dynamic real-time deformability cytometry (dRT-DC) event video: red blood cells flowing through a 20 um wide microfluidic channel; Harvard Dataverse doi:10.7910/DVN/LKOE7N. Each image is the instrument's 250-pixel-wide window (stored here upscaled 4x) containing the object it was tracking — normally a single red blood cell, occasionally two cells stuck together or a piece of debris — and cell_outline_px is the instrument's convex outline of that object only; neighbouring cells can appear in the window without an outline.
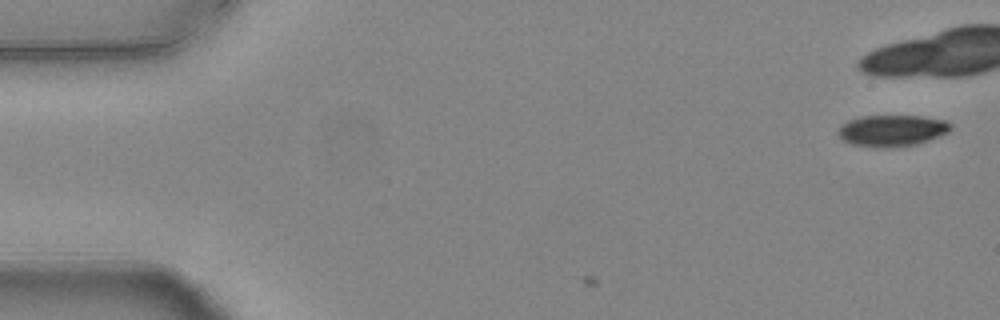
{"species": "common noctule bat (a hibernating species)", "species_latin": "Nyctalus noctula", "temperature_condition": "warm", "stored_images_in_passage": 3, "camera_frame_rate_fps": 3000, "um_per_image_px": 0.085, "animal": {"sex": "female", "body_mass_g": 24.6, "forearm_length_mm": 56.2}, "frame": {"image": 1, "passage_image": 3, "time_ms": 0.667, "image_size_px": [1000, 320], "cell_outline_px": [[952, 128], [948, 132], [928, 140], [916, 144], [884, 148], [880, 148], [852, 144], [844, 140], [836, 132], [848, 120], [860, 116], [920, 116], [948, 120], [952, 124]], "centroid_in_image_um": [75.85, 11.09], "position_along_channel_um": 9.2, "area_um2": 20.52}}